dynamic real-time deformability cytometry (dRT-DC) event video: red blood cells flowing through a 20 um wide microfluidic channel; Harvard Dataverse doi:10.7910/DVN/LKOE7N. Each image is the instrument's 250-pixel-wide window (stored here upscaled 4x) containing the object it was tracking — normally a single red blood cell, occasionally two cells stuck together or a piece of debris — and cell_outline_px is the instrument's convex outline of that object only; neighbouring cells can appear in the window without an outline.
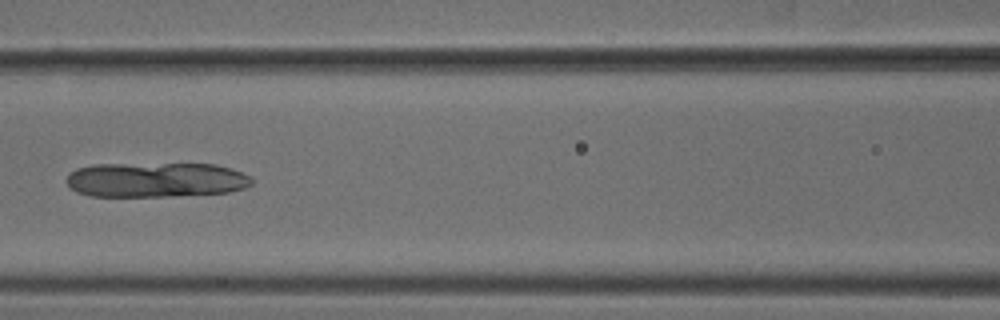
{"species": "common noctule bat (a hibernating species)", "species_latin": "Nyctalus noctula", "temperature_condition": "cold", "stored_images_in_passage": 52, "camera_frame_rate_fps": 3000, "um_per_image_px": 0.085, "animal": {"sex": "male", "body_mass_g": 18.8}, "frame": {"image": 1, "passage_image": 24, "time_ms": 7.667, "image_size_px": [1000, 320], "cell_outline_px": [[252, 184], [244, 188], [228, 192], [168, 196], [88, 196], [76, 192], [68, 184], [68, 172], [76, 168], [92, 164], [216, 164], [232, 168], [252, 176]], "centroid_in_image_um": [13.25, 15.27], "position_along_channel_um": 153.3, "area_um2": 37.8}}
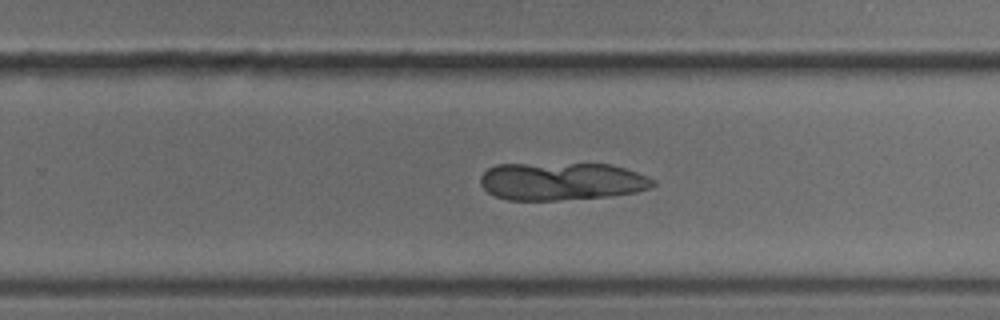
{"frame": {"image": 2, "passage_image": 34, "time_ms": 11.0, "image_size_px": [1000, 320], "cell_outline_px": [[656, 184], [652, 188], [636, 192], [608, 196], [556, 200], [508, 200], [496, 196], [488, 192], [480, 184], [480, 176], [488, 168], [496, 164], [612, 164], [648, 176], [656, 180]], "centroid_in_image_um": [47.75, 15.41], "position_along_channel_um": 282.0, "area_um2": 38.09}}